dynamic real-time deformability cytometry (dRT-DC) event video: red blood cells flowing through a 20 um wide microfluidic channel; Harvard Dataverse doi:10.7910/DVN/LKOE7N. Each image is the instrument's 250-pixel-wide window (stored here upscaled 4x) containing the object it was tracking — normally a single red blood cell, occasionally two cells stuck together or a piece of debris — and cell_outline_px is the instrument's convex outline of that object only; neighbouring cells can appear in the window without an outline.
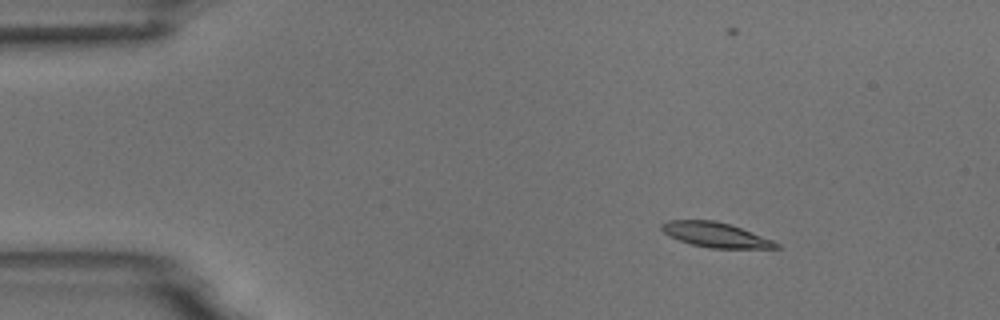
{"species": "common noctule bat (a hibernating species)", "species_latin": "Nyctalus noctula", "temperature_condition": "room temperature", "stored_images_in_passage": 10, "camera_frame_rate_fps": 3000, "um_per_image_px": 0.085, "animal": {"sex": "male", "body_mass_g": 18.8}, "frame": {"image": 1, "passage_image": 2, "time_ms": 1.333, "image_size_px": [1000, 320], "cell_outline_px": [[780, 248], [712, 248], [692, 244], [668, 236], [660, 228], [660, 224], [668, 220], [716, 220], [740, 228], [772, 240], [780, 244]], "centroid_in_image_um": [60.78, 19.95], "position_along_channel_um": 24.2, "area_um2": 16.36}}
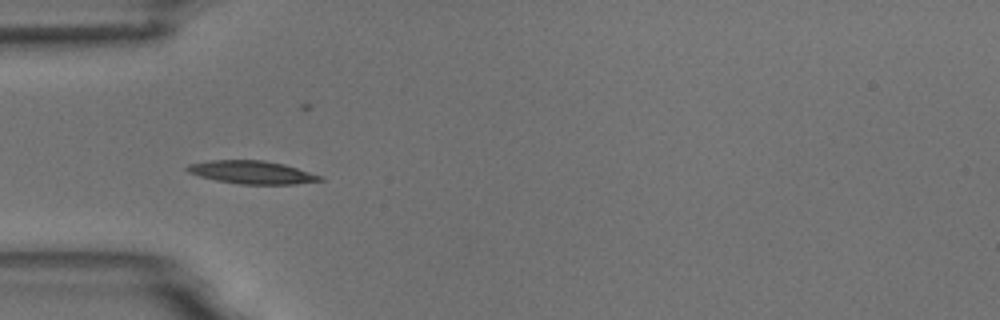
{"frame": {"image": 2, "passage_image": 4, "time_ms": 4.333, "image_size_px": [1000, 320], "cell_outline_px": [[324, 180], [296, 184], [240, 184], [216, 180], [200, 176], [188, 172], [184, 168], [188, 164], [212, 160], [264, 160], [284, 164], [324, 176]], "centroid_in_image_um": [21.44, 14.64], "position_along_channel_um": 63.6, "area_um2": 17.86}}
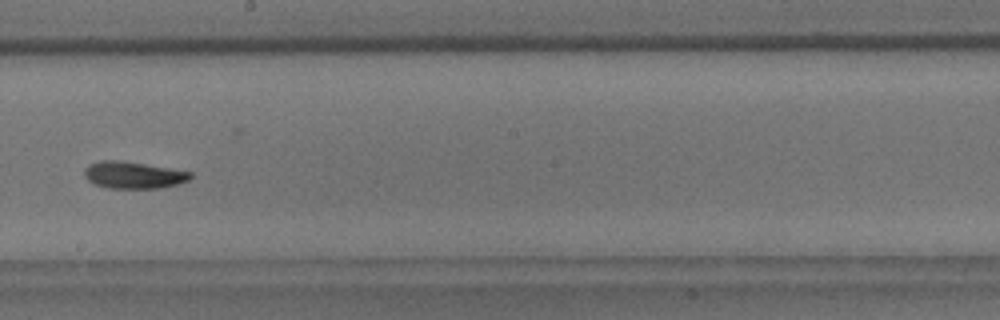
{"frame": {"image": 3, "passage_image": 8, "time_ms": 9.0, "image_size_px": [1000, 320], "cell_outline_px": [[192, 176], [188, 180], [176, 184], [160, 188], [108, 188], [96, 184], [88, 180], [84, 176], [84, 168], [88, 164], [100, 160], [120, 160], [192, 172]], "centroid_in_image_um": [11.29, 14.87], "position_along_channel_um": 236.9, "area_um2": 16.53}}